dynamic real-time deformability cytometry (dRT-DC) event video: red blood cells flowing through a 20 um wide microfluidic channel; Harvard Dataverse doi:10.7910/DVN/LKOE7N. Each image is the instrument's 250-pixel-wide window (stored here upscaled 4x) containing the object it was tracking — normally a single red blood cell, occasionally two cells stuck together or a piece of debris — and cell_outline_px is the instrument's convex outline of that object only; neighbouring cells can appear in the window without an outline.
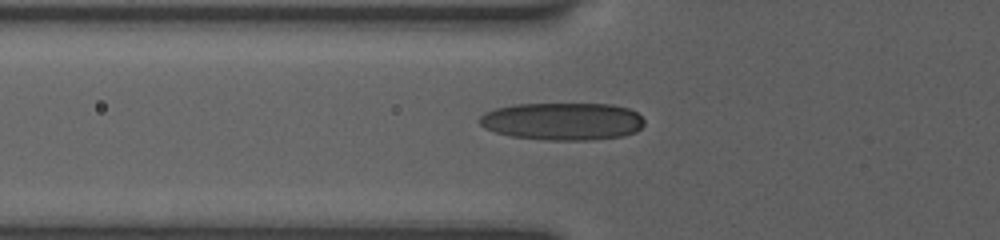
{"species": "human", "species_latin": "Homo sapiens", "temperature_condition": "room temperature", "stored_images_in_passage": 35, "camera_frame_rate_fps": 3000, "um_per_image_px": 0.085, "donor": {"sex": "female"}, "frame": {"image": 1, "passage_image": 2, "time_ms": 0.333, "image_size_px": [1000, 240], "cell_outline_px": [[644, 124], [636, 132], [624, 136], [588, 140], [544, 140], [512, 136], [496, 132], [484, 128], [476, 120], [484, 112], [496, 108], [512, 104], [612, 104], [628, 108], [636, 112], [644, 120]], "centroid_in_image_um": [47.79, 10.31], "position_along_channel_um": 78.0, "area_um2": 36.3}}
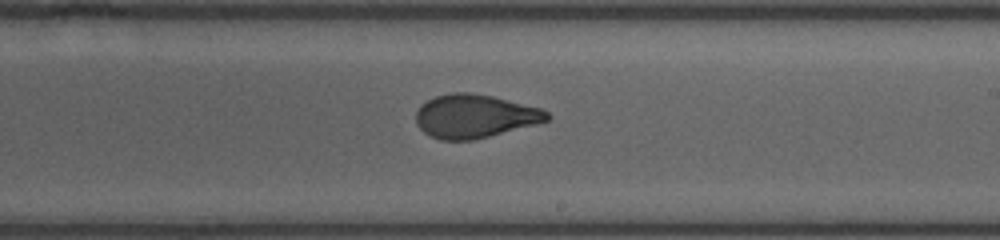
{"frame": {"image": 2, "passage_image": 15, "time_ms": 4.667, "image_size_px": [1000, 240], "cell_outline_px": [[552, 116], [548, 120], [488, 136], [472, 140], [440, 140], [424, 132], [416, 124], [416, 112], [420, 104], [436, 96], [452, 92], [468, 92], [492, 96], [540, 108], [548, 112]], "centroid_in_image_um": [40.31, 9.86], "position_along_channel_um": 248.7, "area_um2": 32.83}}
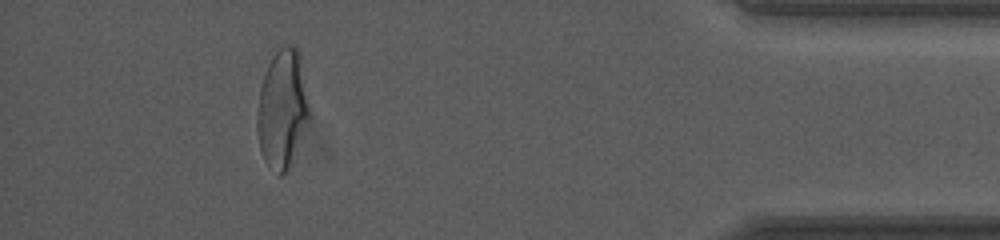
{"frame": {"image": 3, "passage_image": 31, "time_ms": 10.0, "image_size_px": [1000, 240], "cell_outline_px": [[308, 116], [288, 168], [280, 176], [268, 168], [260, 152], [256, 128], [256, 112], [260, 88], [272, 48], [284, 44], [292, 44], [300, 52], [308, 104]], "centroid_in_image_um": [23.93, 9.16], "position_along_channel_um": 411.3, "area_um2": 36.07}, "authors_computed_cell_mechanics": {"area_um2": 34.3332, "velocity_mm_per_s": 3.9122, "shape_relaxation_time_tau1_ms": 5.122, "shape_relaxation_time_tau2_ms": 0.9819, "deformation_change_tau1": 0.175, "deformation_change_tau2": 0.0719}}